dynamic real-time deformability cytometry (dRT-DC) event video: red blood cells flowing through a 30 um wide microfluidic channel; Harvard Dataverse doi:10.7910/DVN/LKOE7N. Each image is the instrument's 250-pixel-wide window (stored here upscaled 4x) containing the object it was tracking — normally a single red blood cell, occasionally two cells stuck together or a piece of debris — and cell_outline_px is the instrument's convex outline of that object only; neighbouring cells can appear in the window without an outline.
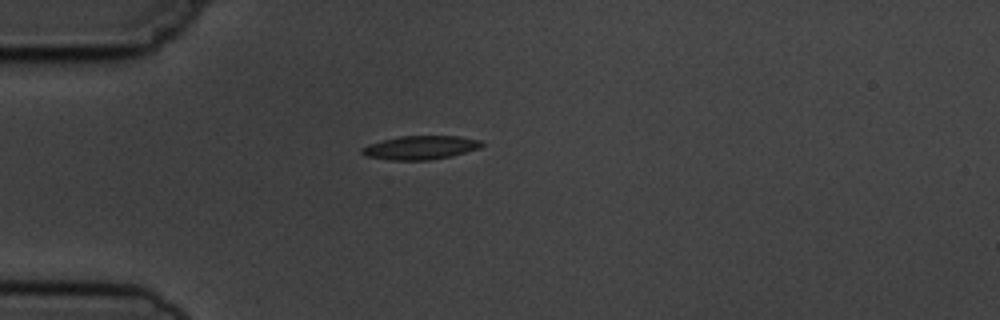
{"species": "common noctule bat (a hibernating species)", "species_latin": "Nyctalus noctula", "temperature_condition": "cold", "stored_images_in_passage": 1, "camera_frame_rate_fps": 3000, "um_per_image_px": 0.085, "animal": {"sex": "male", "body_mass_g": 19.5, "forearm_length_mm": 54.6}, "frame": {"image": 1, "passage_image": 1, "time_ms": 0.0, "image_size_px": [1000, 320], "cell_outline_px": [[484, 144], [480, 148], [452, 156], [428, 160], [388, 160], [364, 156], [360, 152], [360, 148], [368, 144], [400, 136], [460, 136], [480, 140]], "centroid_in_image_um": [35.71, 12.55], "position_along_channel_um": 49.3, "area_um2": 16.65}}